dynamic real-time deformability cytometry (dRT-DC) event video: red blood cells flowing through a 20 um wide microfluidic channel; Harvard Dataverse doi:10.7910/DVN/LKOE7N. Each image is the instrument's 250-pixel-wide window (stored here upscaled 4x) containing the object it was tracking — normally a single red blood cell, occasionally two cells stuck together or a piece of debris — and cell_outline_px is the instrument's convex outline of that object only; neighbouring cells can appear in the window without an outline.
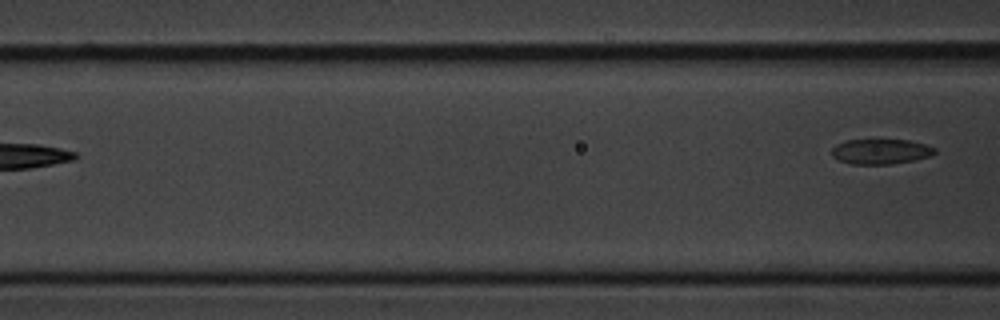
{"species": "common noctule bat (a hibernating species)", "species_latin": "Nyctalus noctula", "temperature_condition": "cold", "stored_images_in_passage": 7, "camera_frame_rate_fps": 3000, "um_per_image_px": 0.085, "animal": {"sex": "male", "body_mass_g": 20.1, "forearm_length_mm": 53.5}, "frame": {"image": 1, "passage_image": 7, "time_ms": 8.0, "image_size_px": [1000, 320], "cell_outline_px": [[936, 152], [928, 156], [912, 160], [892, 164], [852, 164], [840, 160], [832, 156], [832, 148], [836, 144], [848, 140], [908, 140], [924, 144], [936, 148]], "centroid_in_image_um": [74.84, 12.88], "position_along_channel_um": 91.8, "area_um2": 14.85}}